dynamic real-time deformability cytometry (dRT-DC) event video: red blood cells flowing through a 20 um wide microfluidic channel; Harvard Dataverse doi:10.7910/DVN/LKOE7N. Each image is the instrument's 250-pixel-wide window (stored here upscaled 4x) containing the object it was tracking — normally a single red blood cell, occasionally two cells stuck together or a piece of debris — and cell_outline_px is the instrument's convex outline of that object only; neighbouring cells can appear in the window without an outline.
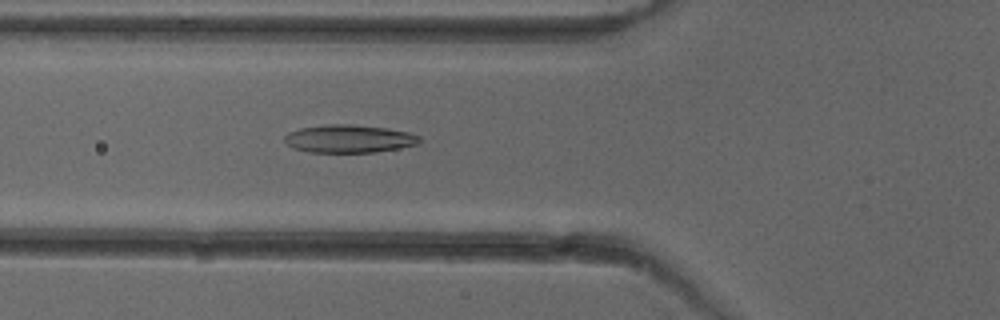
{"species": "common noctule bat (a hibernating species)", "species_latin": "Nyctalus noctula", "temperature_condition": "cold", "stored_images_in_passage": 52, "camera_frame_rate_fps": 3000, "um_per_image_px": 0.085, "animal": {"sex": "female"}, "frame": {"image": 1, "passage_image": 19, "time_ms": 6.0, "image_size_px": [1000, 320], "cell_outline_px": [[420, 140], [416, 144], [376, 152], [308, 152], [292, 148], [284, 140], [284, 136], [288, 132], [300, 128], [328, 124], [348, 124], [388, 128], [408, 132], [420, 136]], "centroid_in_image_um": [29.62, 11.79], "position_along_channel_um": 96.2, "area_um2": 21.85}}
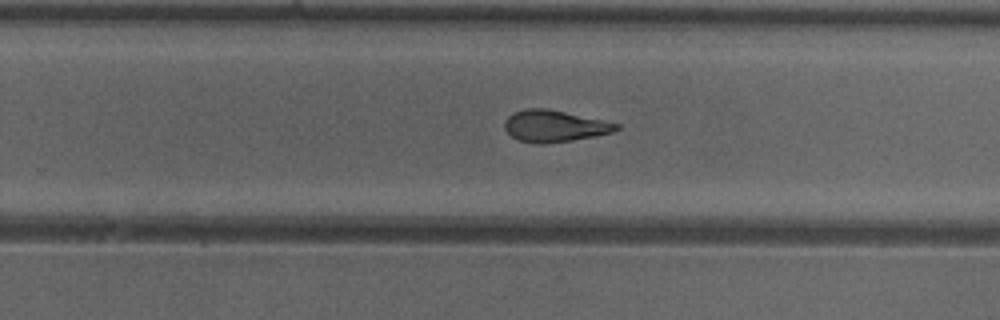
{"frame": {"image": 2, "passage_image": 33, "time_ms": 10.667, "image_size_px": [1000, 320], "cell_outline_px": [[620, 128], [612, 132], [596, 136], [572, 140], [544, 144], [536, 144], [516, 140], [504, 128], [504, 120], [512, 112], [524, 108], [548, 108], [620, 124]], "centroid_in_image_um": [47.08, 10.71], "position_along_channel_um": 282.7, "area_um2": 20.81}}
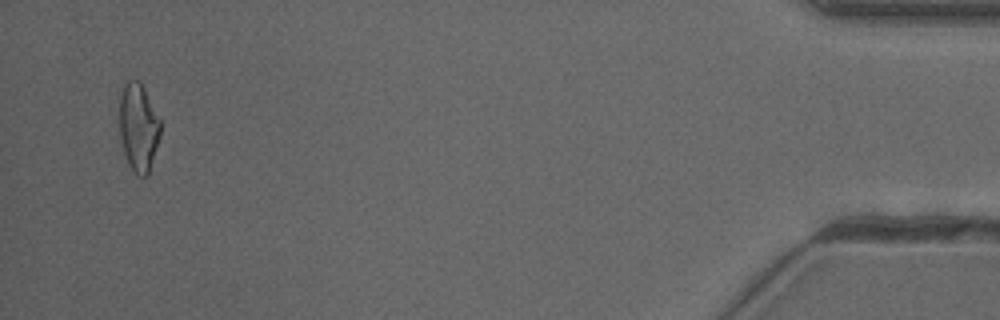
{"frame": {"image": 3, "passage_image": 50, "time_ms": 16.333, "image_size_px": [1000, 320], "cell_outline_px": [[160, 136], [148, 176], [136, 176], [128, 164], [120, 140], [120, 96], [124, 84], [128, 80], [140, 80], [160, 120]], "centroid_in_image_um": [11.76, 10.84], "position_along_channel_um": 423.4, "area_um2": 21.04}, "authors_computed_cell_mechanics": {"area_um2": 21.5594, "velocity_mm_per_s": 3.9893, "shape_relaxation_time_tau1_ms": 5.1097, "shape_relaxation_time_tau2_ms": 2.2599, "deformation_change_tau1": 0.1596, "deformation_change_tau2": 0.0971}}